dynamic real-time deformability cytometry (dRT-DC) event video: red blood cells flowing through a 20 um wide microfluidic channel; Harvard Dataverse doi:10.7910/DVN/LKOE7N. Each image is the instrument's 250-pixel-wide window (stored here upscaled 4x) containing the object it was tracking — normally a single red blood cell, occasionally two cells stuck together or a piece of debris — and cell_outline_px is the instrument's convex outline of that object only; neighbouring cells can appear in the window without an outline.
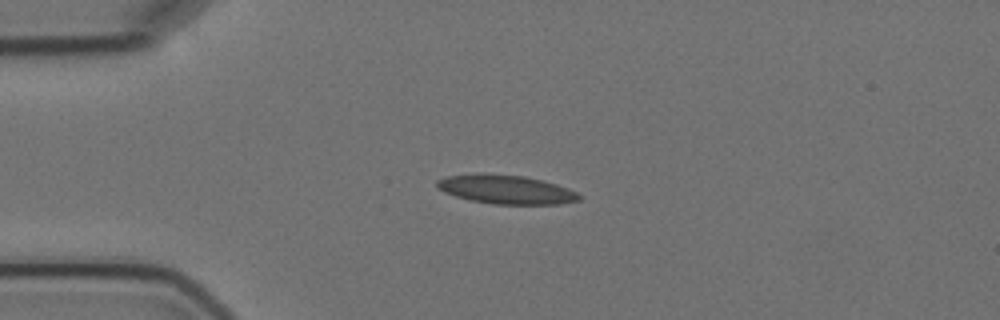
{"species": "Egyptian fruit bat (a non-hibernating species)", "species_latin": "Rousettus aegyptiacus", "temperature_condition": "cold", "stored_images_in_passage": 7, "camera_frame_rate_fps": 3000, "um_per_image_px": 0.085, "animal": {"sex": "female"}, "frame": {"image": 1, "passage_image": 3, "time_ms": 2.333, "image_size_px": [1000, 320], "cell_outline_px": [[580, 200], [560, 204], [492, 204], [472, 200], [456, 196], [444, 192], [436, 188], [436, 180], [448, 176], [480, 172], [484, 172], [524, 176], [556, 184], [568, 188], [576, 192], [580, 196]], "centroid_in_image_um": [42.97, 16.09], "position_along_channel_um": 42.0, "area_um2": 24.04}}
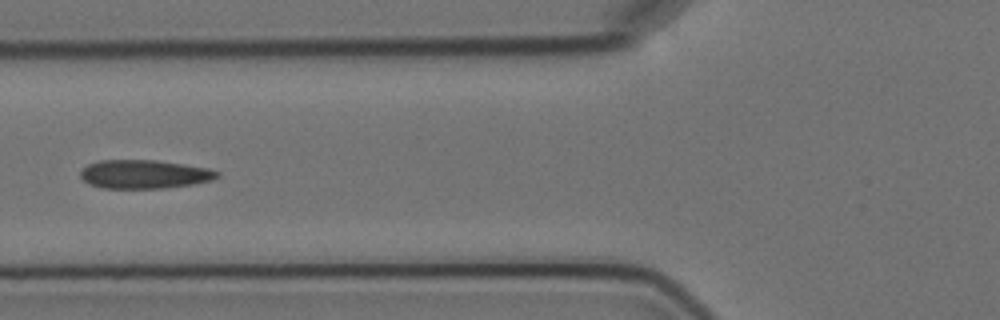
{"frame": {"image": 2, "passage_image": 5, "time_ms": 5.0, "image_size_px": [1000, 320], "cell_outline_px": [[220, 176], [212, 180], [192, 184], [164, 188], [104, 188], [88, 184], [80, 176], [80, 172], [88, 164], [100, 160], [156, 160], [184, 164], [208, 168], [220, 172]], "centroid_in_image_um": [12.27, 14.8], "position_along_channel_um": 113.5, "area_um2": 22.83}}
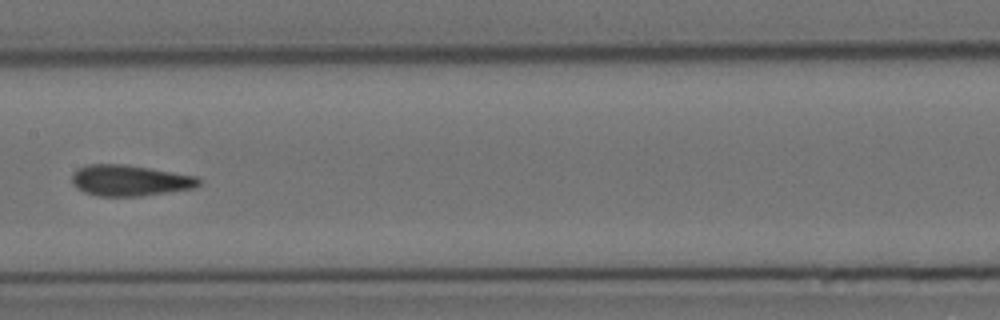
{"frame": {"image": 3, "passage_image": 7, "time_ms": 7.333, "image_size_px": [1000, 320], "cell_outline_px": [[204, 180], [200, 184], [192, 188], [140, 196], [96, 196], [84, 192], [76, 188], [72, 184], [72, 172], [76, 168], [88, 164], [124, 164], [196, 176]], "centroid_in_image_um": [10.98, 15.33], "position_along_channel_um": 196.4, "area_um2": 22.95}}